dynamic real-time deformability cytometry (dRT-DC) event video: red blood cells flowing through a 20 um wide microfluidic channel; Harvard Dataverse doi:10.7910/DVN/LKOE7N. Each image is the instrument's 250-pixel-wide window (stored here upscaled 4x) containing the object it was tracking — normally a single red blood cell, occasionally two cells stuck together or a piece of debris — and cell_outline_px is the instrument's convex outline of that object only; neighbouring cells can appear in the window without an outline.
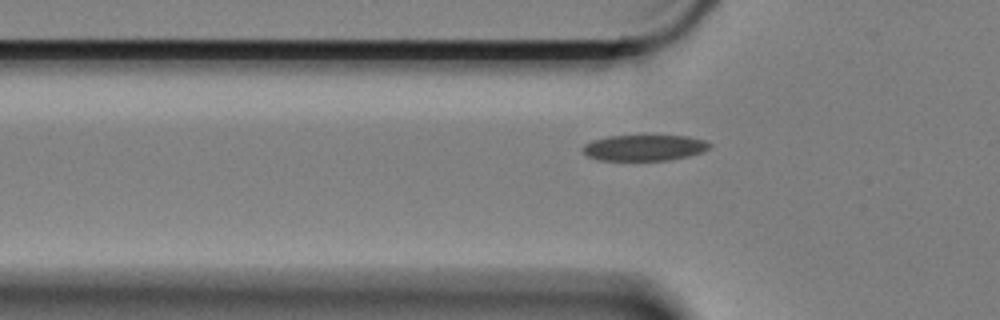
{"species": "Egyptian fruit bat (a non-hibernating species)", "species_latin": "Rousettus aegyptiacus", "temperature_condition": "cold", "stored_images_in_passage": 39, "camera_frame_rate_fps": 3000, "um_per_image_px": 0.085, "animal": {"sex": "female"}, "frame": {"image": 1, "passage_image": 5, "time_ms": 1.333, "image_size_px": [1000, 320], "cell_outline_px": [[712, 144], [704, 152], [688, 156], [668, 160], [600, 160], [588, 156], [584, 152], [584, 144], [592, 140], [608, 136], [644, 132], [688, 136], [704, 140]], "centroid_in_image_um": [54.8, 12.49], "position_along_channel_um": 71.0, "area_um2": 20.17}}
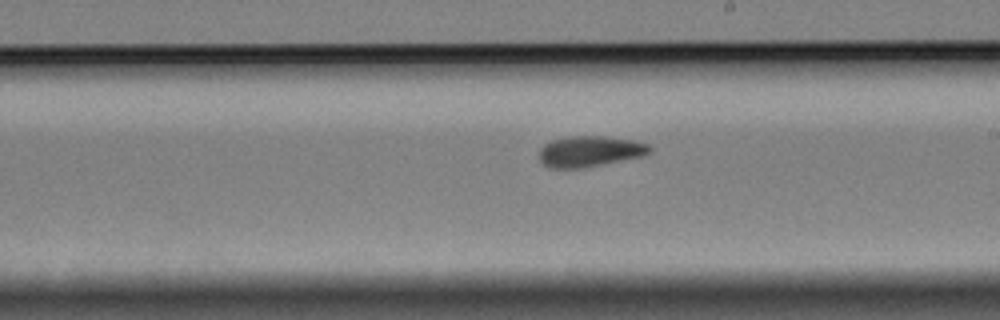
{"frame": {"image": 2, "passage_image": 20, "time_ms": 6.333, "image_size_px": [1000, 320], "cell_outline_px": [[652, 152], [640, 156], [584, 168], [548, 168], [540, 160], [540, 148], [544, 144], [552, 140], [568, 136], [604, 136], [636, 140], [648, 144], [652, 148]], "centroid_in_image_um": [50.14, 12.85], "position_along_channel_um": 238.9, "area_um2": 19.88}}
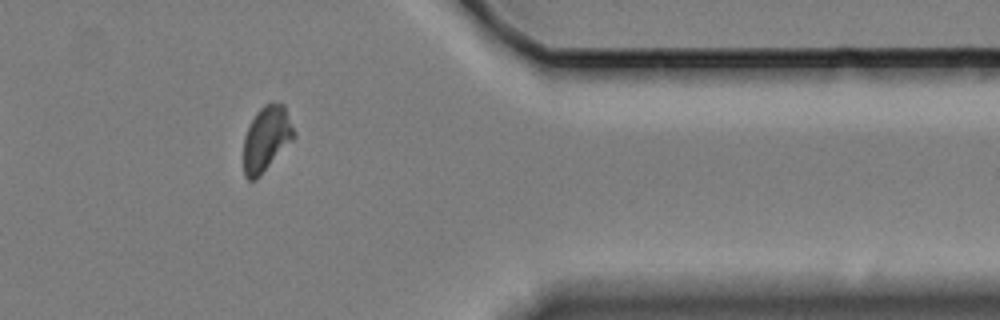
{"frame": {"image": 3, "passage_image": 35, "time_ms": 11.333, "image_size_px": [1000, 320], "cell_outline_px": [[296, 136], [260, 176], [256, 180], [248, 180], [244, 176], [244, 136], [256, 112], [264, 104], [272, 100], [284, 104], [296, 132]], "centroid_in_image_um": [22.66, 11.76], "position_along_channel_um": 388.7, "area_um2": 19.31}, "authors_computed_cell_mechanics": {"area_um2": 19.4786, "velocity_mm_per_s": 3.3415, "shape_relaxation_time_tau1_ms": null, "shape_relaxation_time_tau2_ms": 3.5473, "deformation_change_tau1": null, "deformation_change_tau2": 0.0714}}